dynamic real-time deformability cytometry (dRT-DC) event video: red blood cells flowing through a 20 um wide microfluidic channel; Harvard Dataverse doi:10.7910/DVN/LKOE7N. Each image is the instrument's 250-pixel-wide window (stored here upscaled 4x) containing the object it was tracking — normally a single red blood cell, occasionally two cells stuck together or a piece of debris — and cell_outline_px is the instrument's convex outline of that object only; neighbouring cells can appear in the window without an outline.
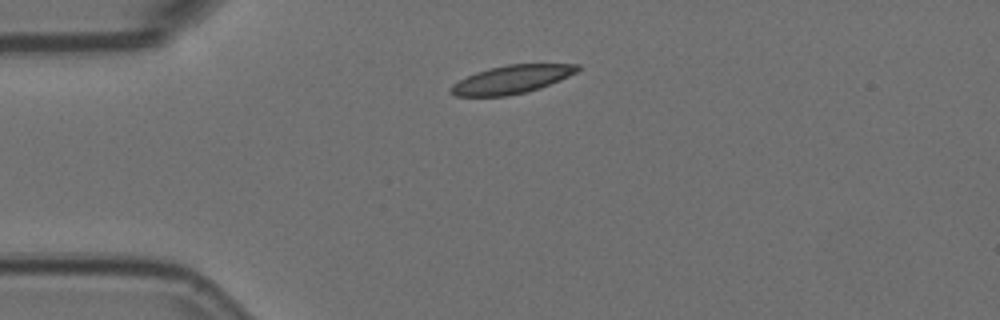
{"species": "Egyptian fruit bat (a non-hibernating species)", "species_latin": "Rousettus aegyptiacus", "temperature_condition": "room temperature", "stored_images_in_passage": 2, "camera_frame_rate_fps": 3000, "um_per_image_px": 0.085, "animal": {"sex": "female"}, "frame": {"image": 1, "passage_image": 1, "time_ms": 0.0, "image_size_px": [1000, 320], "cell_outline_px": [[580, 68], [576, 72], [560, 80], [540, 88], [508, 96], [456, 96], [448, 92], [448, 88], [452, 84], [476, 72], [488, 68], [508, 64], [580, 64]], "centroid_in_image_um": [43.46, 6.75], "position_along_channel_um": 41.5, "area_um2": 20.81}}